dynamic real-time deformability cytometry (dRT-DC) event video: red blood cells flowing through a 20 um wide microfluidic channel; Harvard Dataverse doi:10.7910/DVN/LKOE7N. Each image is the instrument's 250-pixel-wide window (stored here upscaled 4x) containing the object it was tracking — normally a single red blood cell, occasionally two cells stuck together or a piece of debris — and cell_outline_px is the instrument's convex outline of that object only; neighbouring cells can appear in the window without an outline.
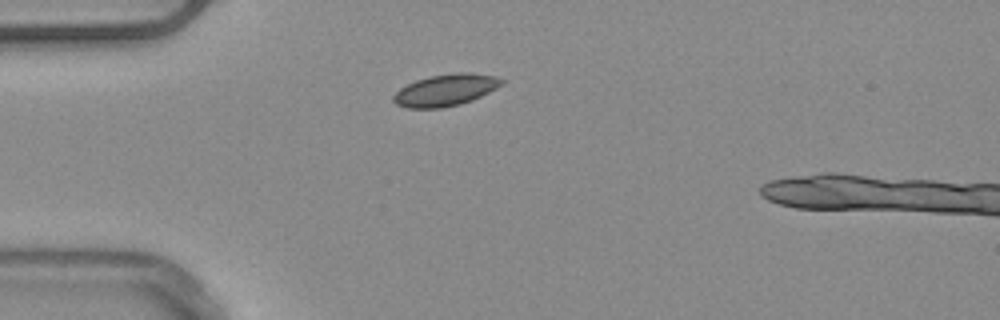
{"species": "common noctule bat (a hibernating species)", "species_latin": "Nyctalus noctula", "temperature_condition": "warm", "stored_images_in_passage": 36, "camera_frame_rate_fps": 3000, "um_per_image_px": 0.085, "animal": {"sex": "male", "body_mass_g": 20.4}, "frame": {"image": 1, "passage_image": 1, "time_ms": 0.0, "image_size_px": [1000, 320], "cell_outline_px": [[504, 80], [496, 88], [472, 100], [460, 104], [440, 108], [408, 108], [396, 104], [392, 100], [392, 96], [400, 88], [416, 80], [432, 76], [452, 72], [468, 72], [496, 76]], "centroid_in_image_um": [37.85, 7.65], "position_along_channel_um": 47.2, "area_um2": 19.88}}